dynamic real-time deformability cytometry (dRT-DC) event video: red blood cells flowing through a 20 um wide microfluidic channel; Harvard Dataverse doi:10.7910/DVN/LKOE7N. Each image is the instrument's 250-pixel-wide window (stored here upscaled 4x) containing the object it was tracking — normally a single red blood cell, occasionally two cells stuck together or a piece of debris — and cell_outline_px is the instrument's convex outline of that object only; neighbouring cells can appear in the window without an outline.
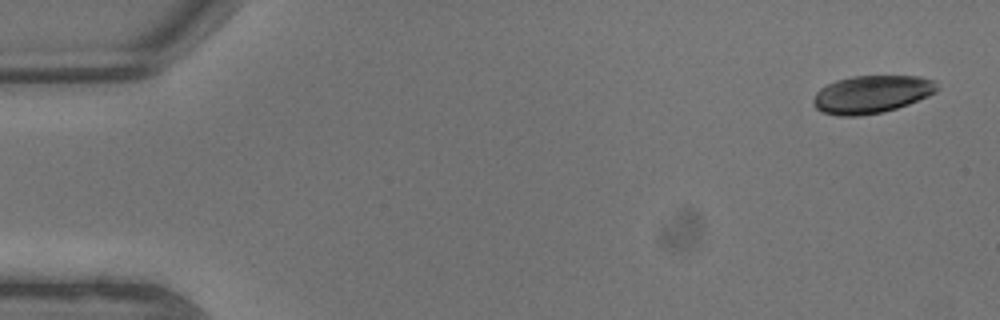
{"species": "common noctule bat (a hibernating species)", "species_latin": "Nyctalus noctula", "temperature_condition": "warm", "stored_images_in_passage": 6, "camera_frame_rate_fps": 3000, "um_per_image_px": 0.085, "animal": {"sex": "male", "body_mass_g": 13.3}, "frame": {"image": 1, "passage_image": 1, "time_ms": 0.0, "image_size_px": [1000, 320], "cell_outline_px": [[940, 88], [936, 92], [928, 96], [908, 104], [884, 112], [860, 116], [836, 116], [820, 112], [812, 104], [812, 100], [816, 92], [820, 88], [836, 80], [852, 76], [920, 76], [936, 80]], "centroid_in_image_um": [74.09, 8.02], "position_along_channel_um": 10.9, "area_um2": 27.63}}
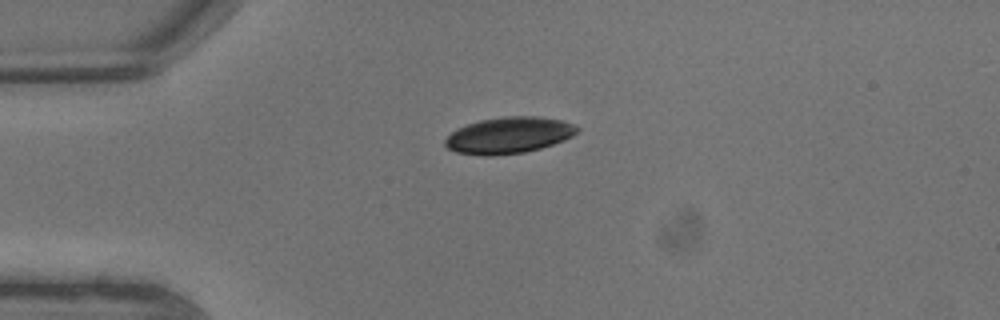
{"frame": {"image": 2, "passage_image": 5, "time_ms": 1.333, "image_size_px": [1000, 320], "cell_outline_px": [[580, 128], [572, 136], [564, 140], [540, 148], [524, 152], [492, 156], [484, 156], [456, 152], [448, 148], [444, 144], [444, 140], [456, 128], [480, 120], [504, 116], [536, 116], [564, 120]], "centroid_in_image_um": [43.24, 11.49], "position_along_channel_um": 41.8, "area_um2": 27.98}}